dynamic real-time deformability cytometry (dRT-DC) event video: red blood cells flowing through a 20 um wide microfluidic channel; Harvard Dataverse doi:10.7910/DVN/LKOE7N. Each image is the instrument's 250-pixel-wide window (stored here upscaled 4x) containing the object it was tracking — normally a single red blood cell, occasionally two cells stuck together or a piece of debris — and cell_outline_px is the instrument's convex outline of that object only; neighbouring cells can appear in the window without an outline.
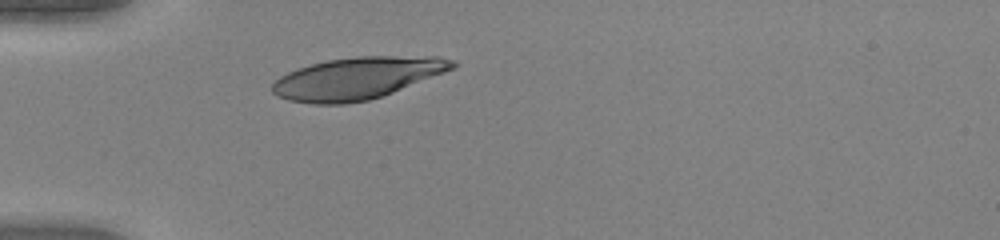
{"species": "human", "species_latin": "Homo sapiens", "temperature_condition": "warm", "stored_images_in_passage": 29, "camera_frame_rate_fps": 3000, "um_per_image_px": 0.085, "donor": {"sex": "female"}, "frame": {"image": 1, "passage_image": 1, "time_ms": 0.0, "image_size_px": [1000, 240], "cell_outline_px": [[460, 64], [456, 68], [392, 92], [368, 100], [344, 104], [312, 104], [288, 100], [276, 96], [272, 92], [272, 84], [280, 76], [288, 72], [312, 64], [328, 60], [356, 56], [440, 56], [456, 60]], "centroid_in_image_um": [30.4, 6.64], "position_along_channel_um": 54.6, "area_um2": 44.1}}
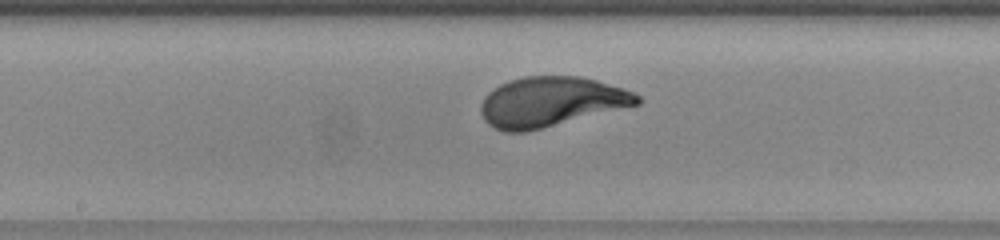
{"frame": {"image": 2, "passage_image": 13, "time_ms": 4.0, "image_size_px": [1000, 240], "cell_outline_px": [[644, 100], [640, 104], [524, 132], [504, 132], [488, 124], [484, 120], [480, 112], [480, 104], [484, 96], [488, 92], [500, 84], [508, 80], [524, 76], [576, 76], [596, 80], [632, 92], [640, 96]], "centroid_in_image_um": [46.79, 8.65], "position_along_channel_um": 201.4, "area_um2": 45.14}}
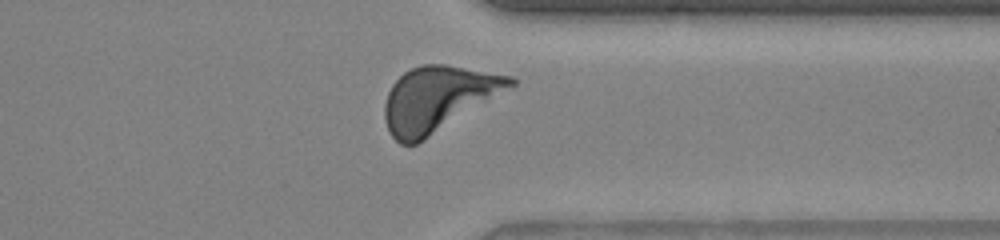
{"frame": {"image": 3, "passage_image": 26, "time_ms": 8.333, "image_size_px": [1000, 240], "cell_outline_px": [[516, 84], [424, 140], [416, 144], [400, 144], [388, 132], [384, 120], [384, 104], [388, 92], [392, 84], [404, 72], [420, 64], [444, 64], [512, 76], [516, 80]], "centroid_in_image_um": [37.17, 8.4], "position_along_channel_um": 374.2, "area_um2": 47.16}, "authors_computed_cell_mechanics": {"area_um2": 44.8528, "velocity_mm_per_s": 4.014, "shape_relaxation_time_tau1_ms": 2.5162, "shape_relaxation_time_tau2_ms": null, "deformation_change_tau1": 0.1852, "deformation_change_tau2": null}}